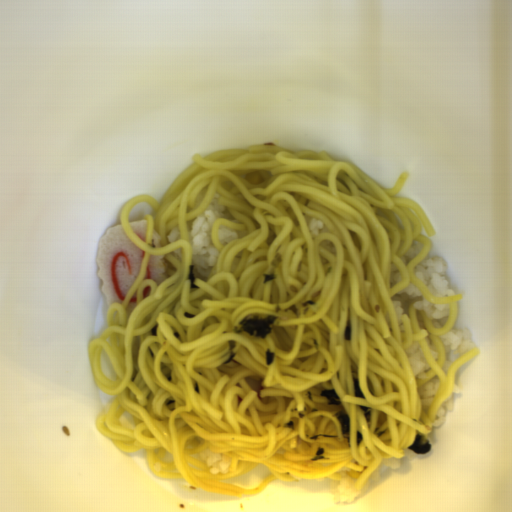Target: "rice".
Masks as SVG:
<instances>
[{
    "label": "rice",
    "instance_id": "rice-1",
    "mask_svg": "<svg viewBox=\"0 0 512 512\" xmlns=\"http://www.w3.org/2000/svg\"><path fill=\"white\" fill-rule=\"evenodd\" d=\"M218 199L216 193L203 212L186 224L193 268L202 276H206L213 269L217 259L218 249L212 234L214 222L225 219L239 223L228 215L226 209L218 203Z\"/></svg>",
    "mask_w": 512,
    "mask_h": 512
},
{
    "label": "rice",
    "instance_id": "rice-2",
    "mask_svg": "<svg viewBox=\"0 0 512 512\" xmlns=\"http://www.w3.org/2000/svg\"><path fill=\"white\" fill-rule=\"evenodd\" d=\"M402 466L401 457L384 459L381 461L376 470L373 471L372 475L365 480L362 488H358L356 486V482L359 479L362 471L352 470L346 467L341 468L336 471V473L341 474L339 481L328 480L330 482L329 491L335 501V503L340 504H349L353 503L359 497L363 495V493L368 488L371 481H377L382 468H387L389 470L399 469Z\"/></svg>",
    "mask_w": 512,
    "mask_h": 512
},
{
    "label": "rice",
    "instance_id": "rice-3",
    "mask_svg": "<svg viewBox=\"0 0 512 512\" xmlns=\"http://www.w3.org/2000/svg\"><path fill=\"white\" fill-rule=\"evenodd\" d=\"M393 305L398 313V328L403 331L402 313L408 315L411 303L413 306L426 315L431 321L443 326L448 323V316L451 312L450 304L434 303L422 294L410 282L403 289L395 292L391 298Z\"/></svg>",
    "mask_w": 512,
    "mask_h": 512
},
{
    "label": "rice",
    "instance_id": "rice-4",
    "mask_svg": "<svg viewBox=\"0 0 512 512\" xmlns=\"http://www.w3.org/2000/svg\"><path fill=\"white\" fill-rule=\"evenodd\" d=\"M447 266L445 257L439 255L424 257L419 264L413 267V273L424 283L432 296L453 297L455 294L445 279Z\"/></svg>",
    "mask_w": 512,
    "mask_h": 512
},
{
    "label": "rice",
    "instance_id": "rice-5",
    "mask_svg": "<svg viewBox=\"0 0 512 512\" xmlns=\"http://www.w3.org/2000/svg\"><path fill=\"white\" fill-rule=\"evenodd\" d=\"M438 337L446 353V361L442 370L447 376L448 369L453 362L464 353L474 349L475 344L472 342L471 330L468 328L454 329L452 327L447 334H442Z\"/></svg>",
    "mask_w": 512,
    "mask_h": 512
},
{
    "label": "rice",
    "instance_id": "rice-6",
    "mask_svg": "<svg viewBox=\"0 0 512 512\" xmlns=\"http://www.w3.org/2000/svg\"><path fill=\"white\" fill-rule=\"evenodd\" d=\"M405 355L413 369L414 376L427 378V370H431V368L426 357L421 352L420 344L414 342L411 346L407 347L405 349Z\"/></svg>",
    "mask_w": 512,
    "mask_h": 512
},
{
    "label": "rice",
    "instance_id": "rice-7",
    "mask_svg": "<svg viewBox=\"0 0 512 512\" xmlns=\"http://www.w3.org/2000/svg\"><path fill=\"white\" fill-rule=\"evenodd\" d=\"M198 455L209 472L226 474L229 470L231 462L228 456L206 448L199 452Z\"/></svg>",
    "mask_w": 512,
    "mask_h": 512
},
{
    "label": "rice",
    "instance_id": "rice-8",
    "mask_svg": "<svg viewBox=\"0 0 512 512\" xmlns=\"http://www.w3.org/2000/svg\"><path fill=\"white\" fill-rule=\"evenodd\" d=\"M441 386V380L436 375L430 379L424 385H421L417 391L419 394L420 403L423 408H427L430 403L433 402L439 388Z\"/></svg>",
    "mask_w": 512,
    "mask_h": 512
},
{
    "label": "rice",
    "instance_id": "rice-9",
    "mask_svg": "<svg viewBox=\"0 0 512 512\" xmlns=\"http://www.w3.org/2000/svg\"><path fill=\"white\" fill-rule=\"evenodd\" d=\"M462 390L453 384L451 394L442 402L439 406L436 414L435 420L432 423V428H439L443 424V418L447 414V411L453 410L455 407L454 394L460 393Z\"/></svg>",
    "mask_w": 512,
    "mask_h": 512
},
{
    "label": "rice",
    "instance_id": "rice-10",
    "mask_svg": "<svg viewBox=\"0 0 512 512\" xmlns=\"http://www.w3.org/2000/svg\"><path fill=\"white\" fill-rule=\"evenodd\" d=\"M306 227L308 229L309 234L312 235L313 237L318 233L325 232L327 229L324 223L319 219H314L307 216Z\"/></svg>",
    "mask_w": 512,
    "mask_h": 512
},
{
    "label": "rice",
    "instance_id": "rice-11",
    "mask_svg": "<svg viewBox=\"0 0 512 512\" xmlns=\"http://www.w3.org/2000/svg\"><path fill=\"white\" fill-rule=\"evenodd\" d=\"M166 239L168 242L179 240L178 228H172L171 230H169Z\"/></svg>",
    "mask_w": 512,
    "mask_h": 512
},
{
    "label": "rice",
    "instance_id": "rice-12",
    "mask_svg": "<svg viewBox=\"0 0 512 512\" xmlns=\"http://www.w3.org/2000/svg\"><path fill=\"white\" fill-rule=\"evenodd\" d=\"M171 254L173 256H175L179 260V262L183 261V259H182V249L179 248V249L176 250V252H173Z\"/></svg>",
    "mask_w": 512,
    "mask_h": 512
}]
</instances>
